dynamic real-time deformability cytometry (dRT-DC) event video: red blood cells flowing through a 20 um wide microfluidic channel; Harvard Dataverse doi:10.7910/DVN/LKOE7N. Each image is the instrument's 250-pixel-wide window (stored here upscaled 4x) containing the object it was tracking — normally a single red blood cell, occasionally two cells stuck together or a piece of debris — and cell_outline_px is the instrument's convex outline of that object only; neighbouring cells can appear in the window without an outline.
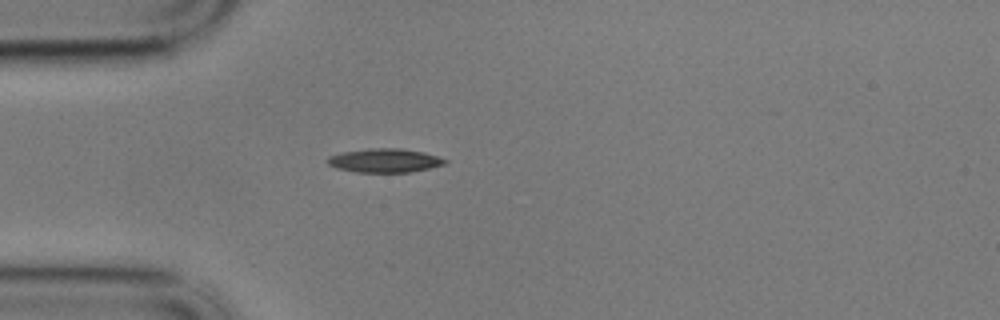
{"species": "common noctule bat (a hibernating species)", "species_latin": "Nyctalus noctula", "temperature_condition": "cold", "stored_images_in_passage": 21, "camera_frame_rate_fps": 3000, "um_per_image_px": 0.085, "animal": {"sex": "male", "body_mass_g": 17.9}, "frame": {"image": 1, "passage_image": 1, "time_ms": 0.0, "image_size_px": [1000, 320], "cell_outline_px": [[448, 160], [444, 164], [412, 172], [356, 172], [336, 168], [328, 164], [324, 160], [328, 156], [340, 152], [368, 148], [400, 148], [424, 152]], "centroid_in_image_um": [32.63, 13.63], "position_along_channel_um": 52.4, "area_um2": 16.42}}
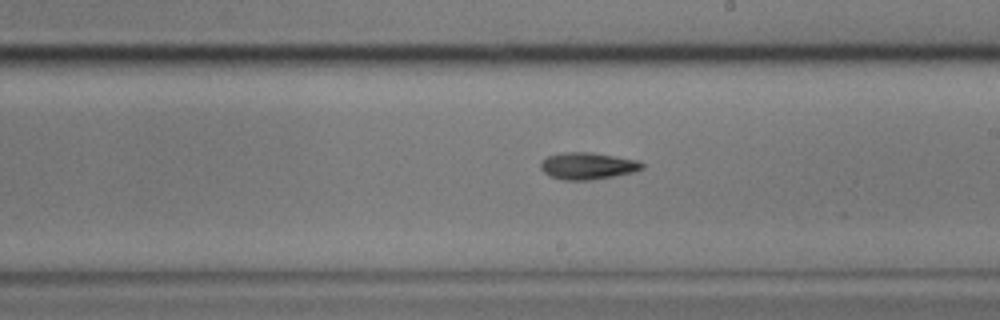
{"frame": {"image": 2, "passage_image": 18, "time_ms": 5.667, "image_size_px": [1000, 320], "cell_outline_px": [[644, 168], [632, 172], [592, 180], [564, 180], [548, 176], [540, 168], [540, 160], [548, 156], [564, 152], [592, 152], [636, 160], [644, 164]], "centroid_in_image_um": [49.9, 14.1], "position_along_channel_um": 239.1, "area_um2": 15.9}}